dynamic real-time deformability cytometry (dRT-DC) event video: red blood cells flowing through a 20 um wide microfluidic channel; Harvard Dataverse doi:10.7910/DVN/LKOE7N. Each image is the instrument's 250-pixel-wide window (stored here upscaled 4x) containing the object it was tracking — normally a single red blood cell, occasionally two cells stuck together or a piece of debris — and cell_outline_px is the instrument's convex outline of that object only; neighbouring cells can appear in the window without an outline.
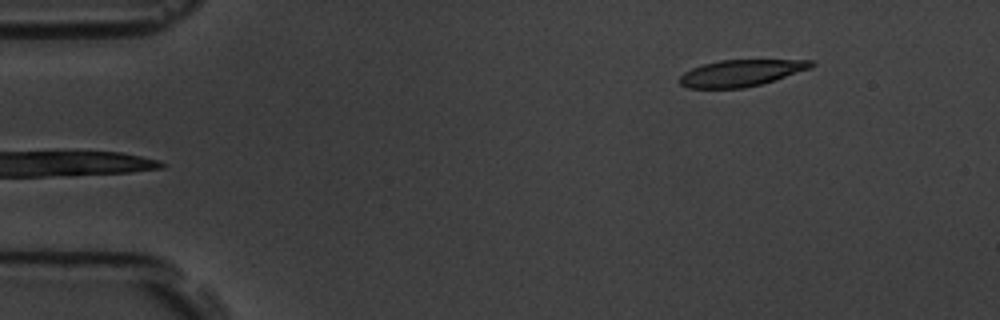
{"species": "common noctule bat (a hibernating species)", "species_latin": "Nyctalus noctula", "temperature_condition": "room temperature", "stored_images_in_passage": 5, "camera_frame_rate_fps": 3000, "um_per_image_px": 0.085, "animal": {"sex": "male", "body_mass_g": 19.5, "forearm_length_mm": 54.6}, "frame": {"image": 1, "passage_image": 5, "time_ms": 4.667, "image_size_px": [1000, 320], "cell_outline_px": [[816, 64], [812, 68], [760, 84], [744, 88], [688, 88], [680, 84], [676, 80], [684, 72], [692, 68], [704, 64], [720, 60], [812, 60]], "centroid_in_image_um": [62.96, 6.2], "position_along_channel_um": 22.0, "area_um2": 20.35}}